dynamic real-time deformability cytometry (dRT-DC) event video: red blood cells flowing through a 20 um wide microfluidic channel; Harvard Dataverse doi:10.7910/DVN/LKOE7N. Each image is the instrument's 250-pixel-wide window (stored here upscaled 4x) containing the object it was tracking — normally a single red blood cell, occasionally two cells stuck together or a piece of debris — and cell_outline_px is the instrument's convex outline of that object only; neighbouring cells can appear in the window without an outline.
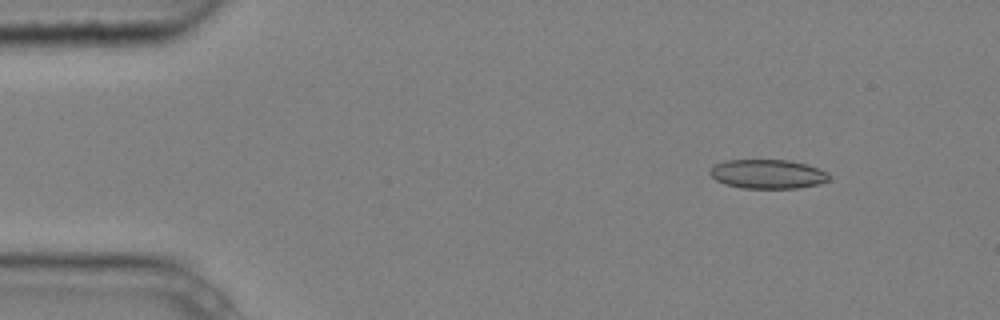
{"species": "common noctule bat (a hibernating species)", "species_latin": "Nyctalus noctula", "temperature_condition": "cold", "stored_images_in_passage": 4, "camera_frame_rate_fps": 3000, "um_per_image_px": 0.085, "animal": {"sex": "male", "body_mass_g": 20.4}, "frame": {"image": 1, "passage_image": 1, "time_ms": 0.0, "image_size_px": [1000, 320], "cell_outline_px": [[828, 180], [820, 184], [796, 188], [744, 188], [724, 184], [716, 180], [708, 172], [716, 164], [724, 160], [788, 160], [808, 164], [820, 168], [828, 172]], "centroid_in_image_um": [65.27, 14.79], "position_along_channel_um": 19.7, "area_um2": 20.29}}
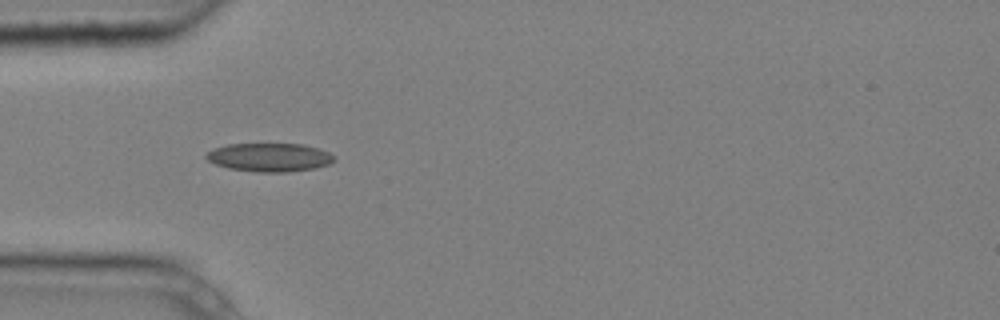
{"frame": {"image": 2, "passage_image": 3, "time_ms": 0.667, "image_size_px": [1000, 320], "cell_outline_px": [[336, 160], [328, 164], [316, 168], [288, 172], [252, 172], [228, 168], [216, 164], [208, 160], [204, 156], [212, 148], [228, 144], [304, 144], [328, 152], [336, 156]], "centroid_in_image_um": [22.91, 13.38], "position_along_channel_um": 62.1, "area_um2": 21.39}}
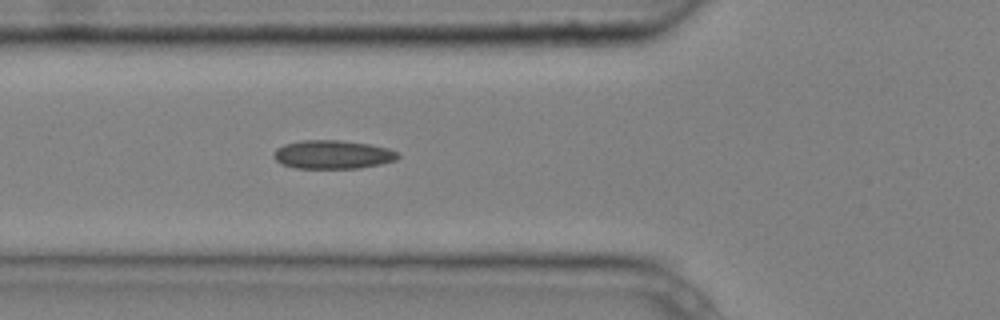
{"frame": {"image": 3, "passage_image": 4, "time_ms": 1.0, "image_size_px": [1000, 320], "cell_outline_px": [[400, 156], [396, 160], [380, 164], [360, 168], [296, 168], [280, 164], [272, 156], [276, 148], [284, 144], [300, 140], [340, 140], [368, 144], [388, 148], [396, 152]], "centroid_in_image_um": [28.24, 13.13], "position_along_channel_um": 97.6, "area_um2": 20.75}}